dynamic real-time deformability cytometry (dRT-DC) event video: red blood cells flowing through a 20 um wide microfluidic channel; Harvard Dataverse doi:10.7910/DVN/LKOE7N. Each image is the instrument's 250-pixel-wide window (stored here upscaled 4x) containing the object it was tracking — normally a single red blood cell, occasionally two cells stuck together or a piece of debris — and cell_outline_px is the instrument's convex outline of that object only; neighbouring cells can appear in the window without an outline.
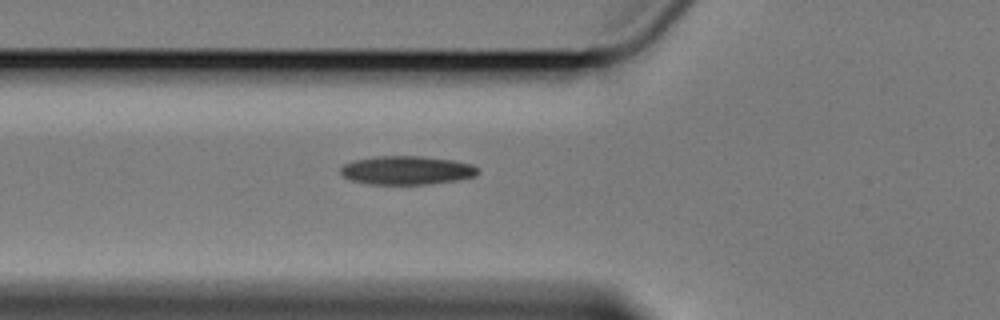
{"species": "Egyptian fruit bat (a non-hibernating species)", "species_latin": "Rousettus aegyptiacus", "temperature_condition": "cold", "stored_images_in_passage": 5, "camera_frame_rate_fps": 3000, "um_per_image_px": 0.085, "animal": {"sex": "female"}, "frame": {"image": 1, "passage_image": 5, "time_ms": 5.667, "image_size_px": [1000, 320], "cell_outline_px": [[480, 172], [476, 176], [460, 180], [428, 184], [368, 184], [348, 180], [340, 172], [340, 168], [344, 164], [356, 160], [376, 156], [420, 156], [452, 160], [472, 164], [480, 168]], "centroid_in_image_um": [34.61, 14.48], "position_along_channel_um": 91.2, "area_um2": 23.12}}